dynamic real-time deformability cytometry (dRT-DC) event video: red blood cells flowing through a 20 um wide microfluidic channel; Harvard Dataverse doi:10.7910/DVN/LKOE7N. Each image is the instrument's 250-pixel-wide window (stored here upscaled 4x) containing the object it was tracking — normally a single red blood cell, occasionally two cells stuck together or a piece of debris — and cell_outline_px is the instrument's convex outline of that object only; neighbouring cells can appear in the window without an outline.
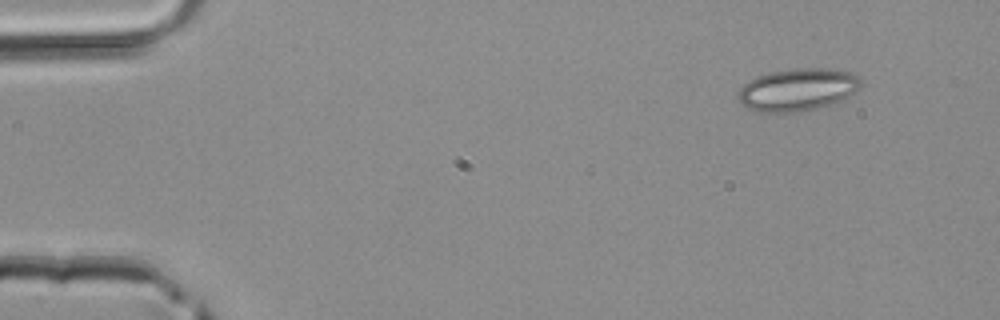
{"species": "common noctule bat (a hibernating species)", "species_latin": "Nyctalus noctula", "temperature_condition": "room temperature", "stored_images_in_passage": 4, "camera_frame_rate_fps": 3000, "um_per_image_px": 0.085, "animal": {"sex": "male", "body_mass_g": 20.4}, "frame": {"image": 1, "passage_image": 1, "time_ms": 0.0, "image_size_px": [1000, 320], "cell_outline_px": [[860, 88], [856, 92], [840, 100], [816, 108], [800, 112], [760, 112], [748, 108], [736, 96], [740, 88], [748, 80], [756, 76], [772, 72], [792, 68], [828, 68], [852, 72], [860, 80]], "centroid_in_image_um": [67.78, 7.61], "position_along_channel_um": 17.2, "area_um2": 30.29}}
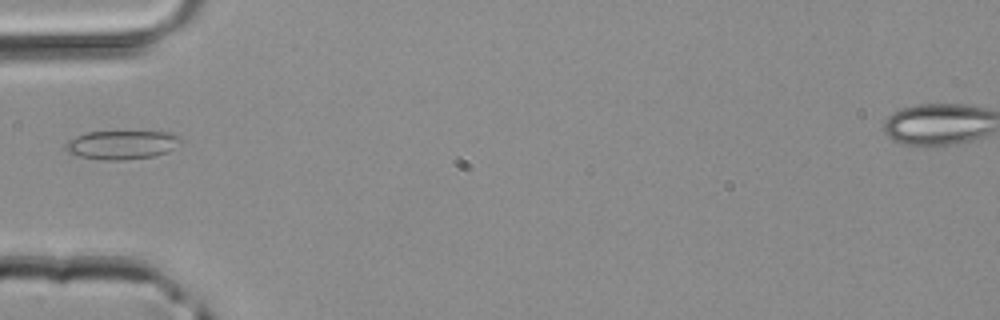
{"frame": {"image": 2, "passage_image": 4, "time_ms": 1.0, "image_size_px": [1000, 320], "cell_outline_px": [[184, 140], [168, 152], [156, 156], [120, 160], [104, 160], [80, 156], [68, 152], [68, 140], [76, 136], [88, 132], [172, 132], [184, 136]], "centroid_in_image_um": [10.48, 12.3], "position_along_channel_um": 74.5, "area_um2": 19.25}}